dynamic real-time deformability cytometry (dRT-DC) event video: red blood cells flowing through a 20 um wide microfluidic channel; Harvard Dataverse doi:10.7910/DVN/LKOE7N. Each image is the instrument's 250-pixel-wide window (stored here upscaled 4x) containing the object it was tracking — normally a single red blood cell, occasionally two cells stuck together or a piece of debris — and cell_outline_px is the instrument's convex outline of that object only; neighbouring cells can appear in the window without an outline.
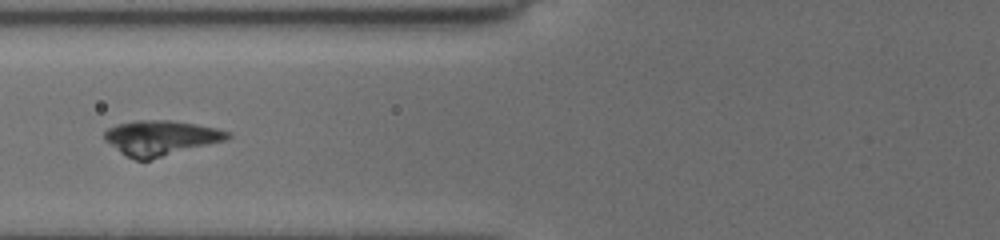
{"species": "common noctule bat (a hibernating species)", "species_latin": "Nyctalus noctula", "temperature_condition": "cold", "stored_images_in_passage": 46, "camera_frame_rate_fps": 3000, "um_per_image_px": 0.085, "animal": {"sex": "female", "body_mass_g": 19.5, "forearm_length_mm": 54.1}, "frame": {"image": 1, "passage_image": 13, "time_ms": 4.0, "image_size_px": [1000, 240], "cell_outline_px": [[232, 136], [224, 140], [148, 160], [136, 160], [120, 152], [104, 140], [104, 132], [108, 128], [116, 124], [136, 120], [168, 120], [196, 124], [216, 128], [228, 132]], "centroid_in_image_um": [13.61, 11.7], "position_along_channel_um": 112.2, "area_um2": 24.68}}
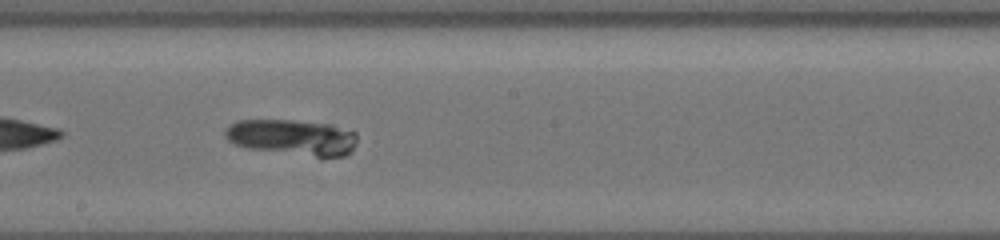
{"frame": {"image": 2, "passage_image": 22, "time_ms": 7.0, "image_size_px": [1000, 240], "cell_outline_px": [[356, 144], [352, 152], [344, 156], [320, 160], [248, 148], [236, 144], [228, 140], [224, 136], [224, 132], [236, 120], [292, 120], [332, 124], [356, 132]], "centroid_in_image_um": [24.93, 11.72], "position_along_channel_um": 223.3, "area_um2": 28.61}}
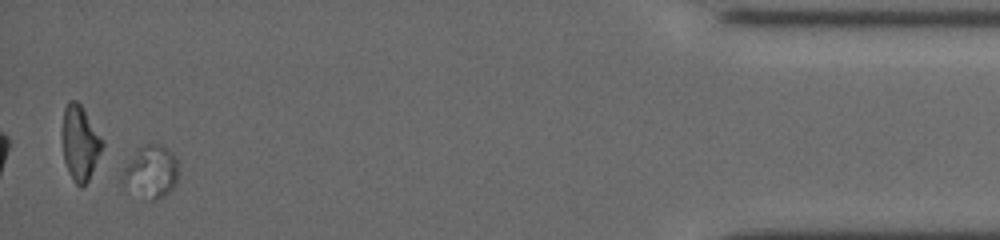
{"frame": {"image": 3, "passage_image": 44, "time_ms": 14.333, "image_size_px": [1000, 240], "cell_outline_px": [[176, 184], [164, 196], [156, 200], [152, 200], [124, 184], [120, 180], [120, 176], [124, 168], [140, 148], [148, 144], [160, 144], [168, 148], [176, 156]], "centroid_in_image_um": [12.85, 14.58], "position_along_channel_um": 422.3, "area_um2": 16.42}}